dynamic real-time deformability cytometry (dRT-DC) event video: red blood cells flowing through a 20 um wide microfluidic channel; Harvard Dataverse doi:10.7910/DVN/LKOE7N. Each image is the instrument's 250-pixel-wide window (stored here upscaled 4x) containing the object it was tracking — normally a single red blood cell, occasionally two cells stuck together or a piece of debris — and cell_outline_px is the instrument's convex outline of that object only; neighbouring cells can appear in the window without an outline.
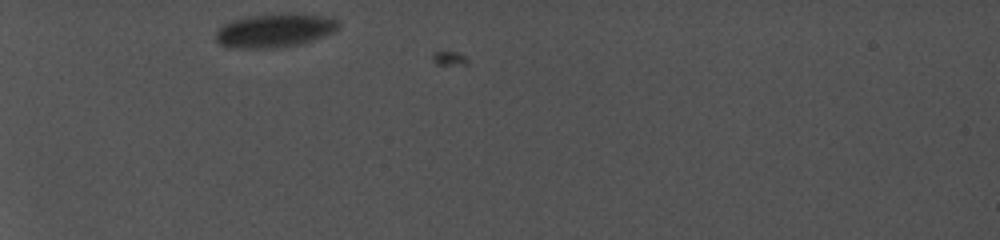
{"species": "common noctule bat (a hibernating species)", "species_latin": "Nyctalus noctula", "temperature_condition": "cold", "stored_images_in_passage": 2, "camera_frame_rate_fps": 5000, "um_per_image_px": 0.085, "animal": {"sex": "female", "body_mass_g": 19.0, "forearm_length_mm": 56.7}, "frame": {"image": 1, "passage_image": 1, "time_ms": 0.0, "image_size_px": [1000, 240], "cell_outline_px": [[336, 28], [328, 32], [304, 40], [280, 44], [224, 44], [216, 40], [216, 32], [224, 24], [236, 20], [252, 16], [320, 16], [336, 20]], "centroid_in_image_um": [23.27, 2.52], "position_along_channel_um": 61.7, "area_um2": 19.94}}